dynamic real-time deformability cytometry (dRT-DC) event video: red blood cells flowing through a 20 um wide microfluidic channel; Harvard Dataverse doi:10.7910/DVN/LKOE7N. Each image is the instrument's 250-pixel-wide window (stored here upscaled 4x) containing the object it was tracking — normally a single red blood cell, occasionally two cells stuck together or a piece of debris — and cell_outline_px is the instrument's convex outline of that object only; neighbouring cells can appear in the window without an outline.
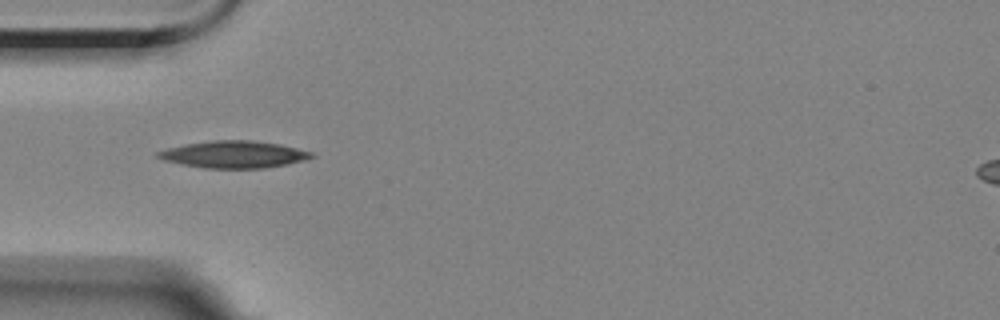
{"species": "Egyptian fruit bat (a non-hibernating species)", "species_latin": "Rousettus aegyptiacus", "temperature_condition": "room temperature", "stored_images_in_passage": 33, "camera_frame_rate_fps": 3000, "um_per_image_px": 0.085, "animal": {"sex": "female"}, "frame": {"image": 1, "passage_image": 1, "time_ms": 0.0, "image_size_px": [1000, 320], "cell_outline_px": [[316, 156], [308, 160], [288, 164], [264, 168], [204, 168], [180, 164], [164, 160], [156, 156], [156, 152], [168, 148], [184, 144], [212, 140], [252, 140], [280, 144], [312, 152]], "centroid_in_image_um": [19.9, 13.13], "position_along_channel_um": 65.1, "area_um2": 24.33}}
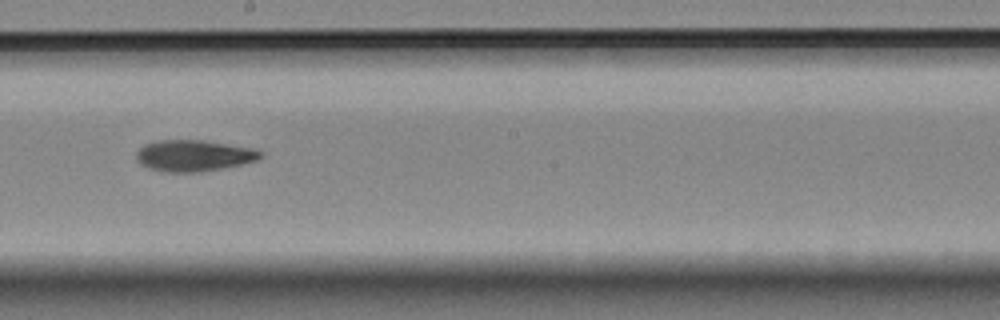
{"frame": {"image": 2, "passage_image": 15, "time_ms": 4.667, "image_size_px": [1000, 320], "cell_outline_px": [[264, 156], [256, 160], [240, 164], [200, 172], [164, 172], [148, 168], [140, 164], [136, 160], [136, 152], [144, 144], [156, 140], [204, 140], [252, 148], [264, 152]], "centroid_in_image_um": [16.44, 13.22], "position_along_channel_um": 231.8, "area_um2": 22.72}}
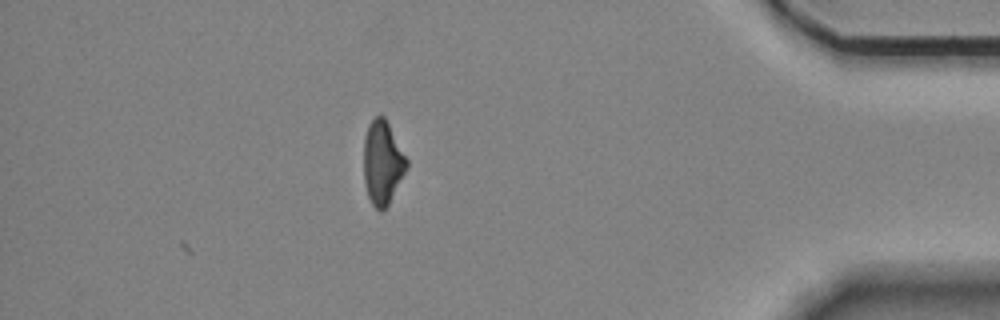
{"frame": {"image": 3, "passage_image": 33, "time_ms": 10.667, "image_size_px": [1000, 320], "cell_outline_px": [[408, 168], [388, 204], [380, 212], [372, 204], [368, 196], [364, 180], [364, 136], [368, 124], [376, 116], [384, 116], [408, 160]], "centroid_in_image_um": [32.51, 13.82], "position_along_channel_um": 402.7, "area_um2": 20.81}, "authors_computed_cell_mechanics": {"area_um2": 22.1374, "velocity_mm_per_s": 3.5513, "shape_relaxation_time_tau1_ms": 9.0773, "shape_relaxation_time_tau2_ms": 11.0075, "deformation_change_tau1": 0.2075, "deformation_change_tau2": 0.2178}}